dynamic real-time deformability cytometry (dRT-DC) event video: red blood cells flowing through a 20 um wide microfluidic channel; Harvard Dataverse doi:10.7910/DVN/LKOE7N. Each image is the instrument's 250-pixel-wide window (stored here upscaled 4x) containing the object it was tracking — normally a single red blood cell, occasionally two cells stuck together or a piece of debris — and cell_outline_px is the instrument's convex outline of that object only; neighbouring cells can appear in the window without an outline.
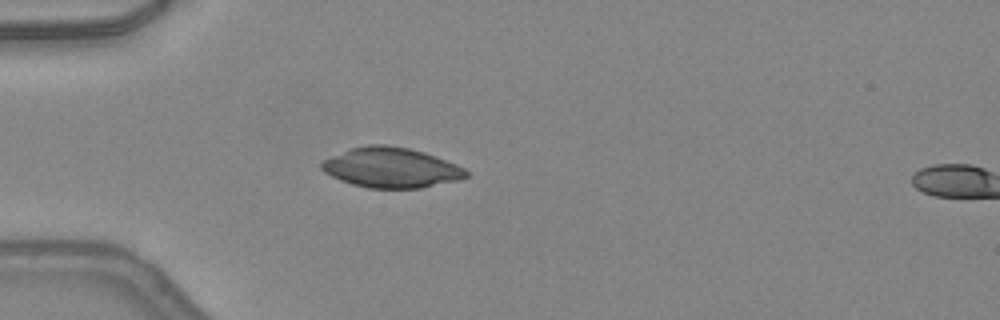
{"species": "common noctule bat (a hibernating species)", "species_latin": "Nyctalus noctula", "temperature_condition": "warm", "stored_images_in_passage": 3, "camera_frame_rate_fps": 3000, "um_per_image_px": 0.085, "animal": {"sex": "female", "body_mass_g": 24.6, "forearm_length_mm": 56.2}, "frame": {"image": 1, "passage_image": 1, "time_ms": 0.0, "image_size_px": [1000, 320], "cell_outline_px": [[468, 176], [460, 180], [420, 188], [368, 188], [352, 184], [340, 180], [324, 172], [320, 168], [320, 164], [324, 160], [332, 156], [352, 148], [368, 144], [388, 144], [408, 148], [424, 152], [456, 164], [464, 168], [468, 172]], "centroid_in_image_um": [33.25, 14.25], "position_along_channel_um": 51.7, "area_um2": 33.7}}